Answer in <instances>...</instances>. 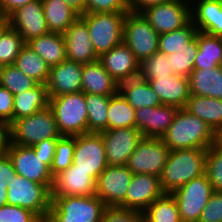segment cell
I'll return each instance as SVG.
<instances>
[{"label": "cell", "instance_id": "obj_36", "mask_svg": "<svg viewBox=\"0 0 222 222\" xmlns=\"http://www.w3.org/2000/svg\"><path fill=\"white\" fill-rule=\"evenodd\" d=\"M145 222H182L172 194L164 193L143 212Z\"/></svg>", "mask_w": 222, "mask_h": 222}, {"label": "cell", "instance_id": "obj_32", "mask_svg": "<svg viewBox=\"0 0 222 222\" xmlns=\"http://www.w3.org/2000/svg\"><path fill=\"white\" fill-rule=\"evenodd\" d=\"M198 52L194 69H206L222 66V37L197 32Z\"/></svg>", "mask_w": 222, "mask_h": 222}, {"label": "cell", "instance_id": "obj_5", "mask_svg": "<svg viewBox=\"0 0 222 222\" xmlns=\"http://www.w3.org/2000/svg\"><path fill=\"white\" fill-rule=\"evenodd\" d=\"M105 207L96 195L51 198L46 222H101Z\"/></svg>", "mask_w": 222, "mask_h": 222}, {"label": "cell", "instance_id": "obj_45", "mask_svg": "<svg viewBox=\"0 0 222 222\" xmlns=\"http://www.w3.org/2000/svg\"><path fill=\"white\" fill-rule=\"evenodd\" d=\"M101 222H145L143 213L121 207H105Z\"/></svg>", "mask_w": 222, "mask_h": 222}, {"label": "cell", "instance_id": "obj_3", "mask_svg": "<svg viewBox=\"0 0 222 222\" xmlns=\"http://www.w3.org/2000/svg\"><path fill=\"white\" fill-rule=\"evenodd\" d=\"M48 106L54 114L61 136L88 133V113L84 92L51 97Z\"/></svg>", "mask_w": 222, "mask_h": 222}, {"label": "cell", "instance_id": "obj_7", "mask_svg": "<svg viewBox=\"0 0 222 222\" xmlns=\"http://www.w3.org/2000/svg\"><path fill=\"white\" fill-rule=\"evenodd\" d=\"M128 12L84 13L91 42L98 56L123 42V25Z\"/></svg>", "mask_w": 222, "mask_h": 222}, {"label": "cell", "instance_id": "obj_2", "mask_svg": "<svg viewBox=\"0 0 222 222\" xmlns=\"http://www.w3.org/2000/svg\"><path fill=\"white\" fill-rule=\"evenodd\" d=\"M207 149L185 148L171 150L160 176L164 193H173L190 180L205 174Z\"/></svg>", "mask_w": 222, "mask_h": 222}, {"label": "cell", "instance_id": "obj_25", "mask_svg": "<svg viewBox=\"0 0 222 222\" xmlns=\"http://www.w3.org/2000/svg\"><path fill=\"white\" fill-rule=\"evenodd\" d=\"M118 90L119 85L99 61L83 65L82 92L85 94L112 96Z\"/></svg>", "mask_w": 222, "mask_h": 222}, {"label": "cell", "instance_id": "obj_16", "mask_svg": "<svg viewBox=\"0 0 222 222\" xmlns=\"http://www.w3.org/2000/svg\"><path fill=\"white\" fill-rule=\"evenodd\" d=\"M8 25L27 43L49 33L41 0H34L18 8L7 18Z\"/></svg>", "mask_w": 222, "mask_h": 222}, {"label": "cell", "instance_id": "obj_17", "mask_svg": "<svg viewBox=\"0 0 222 222\" xmlns=\"http://www.w3.org/2000/svg\"><path fill=\"white\" fill-rule=\"evenodd\" d=\"M163 194L160 177L151 174H133L125 200L119 207L143 213Z\"/></svg>", "mask_w": 222, "mask_h": 222}, {"label": "cell", "instance_id": "obj_13", "mask_svg": "<svg viewBox=\"0 0 222 222\" xmlns=\"http://www.w3.org/2000/svg\"><path fill=\"white\" fill-rule=\"evenodd\" d=\"M188 0H171L144 9L141 13L160 35L184 27L191 20Z\"/></svg>", "mask_w": 222, "mask_h": 222}, {"label": "cell", "instance_id": "obj_20", "mask_svg": "<svg viewBox=\"0 0 222 222\" xmlns=\"http://www.w3.org/2000/svg\"><path fill=\"white\" fill-rule=\"evenodd\" d=\"M66 59L79 64L98 61L86 23L79 17L63 33Z\"/></svg>", "mask_w": 222, "mask_h": 222}, {"label": "cell", "instance_id": "obj_39", "mask_svg": "<svg viewBox=\"0 0 222 222\" xmlns=\"http://www.w3.org/2000/svg\"><path fill=\"white\" fill-rule=\"evenodd\" d=\"M25 44L22 36L8 25L0 33V65L14 64Z\"/></svg>", "mask_w": 222, "mask_h": 222}, {"label": "cell", "instance_id": "obj_28", "mask_svg": "<svg viewBox=\"0 0 222 222\" xmlns=\"http://www.w3.org/2000/svg\"><path fill=\"white\" fill-rule=\"evenodd\" d=\"M118 91L135 110L162 105L149 82L139 77L120 83Z\"/></svg>", "mask_w": 222, "mask_h": 222}, {"label": "cell", "instance_id": "obj_26", "mask_svg": "<svg viewBox=\"0 0 222 222\" xmlns=\"http://www.w3.org/2000/svg\"><path fill=\"white\" fill-rule=\"evenodd\" d=\"M188 80L190 95L222 99V66L194 69Z\"/></svg>", "mask_w": 222, "mask_h": 222}, {"label": "cell", "instance_id": "obj_47", "mask_svg": "<svg viewBox=\"0 0 222 222\" xmlns=\"http://www.w3.org/2000/svg\"><path fill=\"white\" fill-rule=\"evenodd\" d=\"M198 222H222V192H213Z\"/></svg>", "mask_w": 222, "mask_h": 222}, {"label": "cell", "instance_id": "obj_46", "mask_svg": "<svg viewBox=\"0 0 222 222\" xmlns=\"http://www.w3.org/2000/svg\"><path fill=\"white\" fill-rule=\"evenodd\" d=\"M128 0H86V13L129 12Z\"/></svg>", "mask_w": 222, "mask_h": 222}, {"label": "cell", "instance_id": "obj_52", "mask_svg": "<svg viewBox=\"0 0 222 222\" xmlns=\"http://www.w3.org/2000/svg\"><path fill=\"white\" fill-rule=\"evenodd\" d=\"M171 0H128L130 11L141 13L147 7L169 2Z\"/></svg>", "mask_w": 222, "mask_h": 222}, {"label": "cell", "instance_id": "obj_19", "mask_svg": "<svg viewBox=\"0 0 222 222\" xmlns=\"http://www.w3.org/2000/svg\"><path fill=\"white\" fill-rule=\"evenodd\" d=\"M82 69V64L67 59L50 67L49 77L45 84L48 97L81 92Z\"/></svg>", "mask_w": 222, "mask_h": 222}, {"label": "cell", "instance_id": "obj_57", "mask_svg": "<svg viewBox=\"0 0 222 222\" xmlns=\"http://www.w3.org/2000/svg\"><path fill=\"white\" fill-rule=\"evenodd\" d=\"M217 141L222 144V129L217 134Z\"/></svg>", "mask_w": 222, "mask_h": 222}, {"label": "cell", "instance_id": "obj_42", "mask_svg": "<svg viewBox=\"0 0 222 222\" xmlns=\"http://www.w3.org/2000/svg\"><path fill=\"white\" fill-rule=\"evenodd\" d=\"M205 174L213 191L222 192V144L218 141L207 149Z\"/></svg>", "mask_w": 222, "mask_h": 222}, {"label": "cell", "instance_id": "obj_38", "mask_svg": "<svg viewBox=\"0 0 222 222\" xmlns=\"http://www.w3.org/2000/svg\"><path fill=\"white\" fill-rule=\"evenodd\" d=\"M174 75L168 55L157 51L154 55L140 62L139 78L147 81H157L159 77Z\"/></svg>", "mask_w": 222, "mask_h": 222}, {"label": "cell", "instance_id": "obj_30", "mask_svg": "<svg viewBox=\"0 0 222 222\" xmlns=\"http://www.w3.org/2000/svg\"><path fill=\"white\" fill-rule=\"evenodd\" d=\"M49 105L46 85L37 84L34 88L14 95L13 122L22 117L34 115Z\"/></svg>", "mask_w": 222, "mask_h": 222}, {"label": "cell", "instance_id": "obj_35", "mask_svg": "<svg viewBox=\"0 0 222 222\" xmlns=\"http://www.w3.org/2000/svg\"><path fill=\"white\" fill-rule=\"evenodd\" d=\"M88 113V133H100L108 129L110 96L85 94Z\"/></svg>", "mask_w": 222, "mask_h": 222}, {"label": "cell", "instance_id": "obj_21", "mask_svg": "<svg viewBox=\"0 0 222 222\" xmlns=\"http://www.w3.org/2000/svg\"><path fill=\"white\" fill-rule=\"evenodd\" d=\"M95 189L96 181L87 172L76 170V166L72 164L67 170L54 176L51 198L93 196Z\"/></svg>", "mask_w": 222, "mask_h": 222}, {"label": "cell", "instance_id": "obj_50", "mask_svg": "<svg viewBox=\"0 0 222 222\" xmlns=\"http://www.w3.org/2000/svg\"><path fill=\"white\" fill-rule=\"evenodd\" d=\"M15 173L14 165L7 153L0 157V184H8L7 182Z\"/></svg>", "mask_w": 222, "mask_h": 222}, {"label": "cell", "instance_id": "obj_12", "mask_svg": "<svg viewBox=\"0 0 222 222\" xmlns=\"http://www.w3.org/2000/svg\"><path fill=\"white\" fill-rule=\"evenodd\" d=\"M169 152L170 149L161 138H142L126 166L133 174H151L160 177Z\"/></svg>", "mask_w": 222, "mask_h": 222}, {"label": "cell", "instance_id": "obj_34", "mask_svg": "<svg viewBox=\"0 0 222 222\" xmlns=\"http://www.w3.org/2000/svg\"><path fill=\"white\" fill-rule=\"evenodd\" d=\"M136 128V110L118 91L110 96L108 107V129Z\"/></svg>", "mask_w": 222, "mask_h": 222}, {"label": "cell", "instance_id": "obj_44", "mask_svg": "<svg viewBox=\"0 0 222 222\" xmlns=\"http://www.w3.org/2000/svg\"><path fill=\"white\" fill-rule=\"evenodd\" d=\"M0 222H43L32 211L16 205L6 204L0 208Z\"/></svg>", "mask_w": 222, "mask_h": 222}, {"label": "cell", "instance_id": "obj_31", "mask_svg": "<svg viewBox=\"0 0 222 222\" xmlns=\"http://www.w3.org/2000/svg\"><path fill=\"white\" fill-rule=\"evenodd\" d=\"M49 32L63 34L80 14L62 0H41Z\"/></svg>", "mask_w": 222, "mask_h": 222}, {"label": "cell", "instance_id": "obj_14", "mask_svg": "<svg viewBox=\"0 0 222 222\" xmlns=\"http://www.w3.org/2000/svg\"><path fill=\"white\" fill-rule=\"evenodd\" d=\"M132 176L126 165H108L96 180L95 195L106 207H119L125 200Z\"/></svg>", "mask_w": 222, "mask_h": 222}, {"label": "cell", "instance_id": "obj_18", "mask_svg": "<svg viewBox=\"0 0 222 222\" xmlns=\"http://www.w3.org/2000/svg\"><path fill=\"white\" fill-rule=\"evenodd\" d=\"M98 61L118 85L139 76L140 62L124 42L101 54Z\"/></svg>", "mask_w": 222, "mask_h": 222}, {"label": "cell", "instance_id": "obj_9", "mask_svg": "<svg viewBox=\"0 0 222 222\" xmlns=\"http://www.w3.org/2000/svg\"><path fill=\"white\" fill-rule=\"evenodd\" d=\"M6 153L12 160L17 175L52 189L54 177L50 167L53 159H43L32 147L12 144L9 140Z\"/></svg>", "mask_w": 222, "mask_h": 222}, {"label": "cell", "instance_id": "obj_6", "mask_svg": "<svg viewBox=\"0 0 222 222\" xmlns=\"http://www.w3.org/2000/svg\"><path fill=\"white\" fill-rule=\"evenodd\" d=\"M7 204L20 206L46 222L51 205V190L45 184L12 174L7 182Z\"/></svg>", "mask_w": 222, "mask_h": 222}, {"label": "cell", "instance_id": "obj_54", "mask_svg": "<svg viewBox=\"0 0 222 222\" xmlns=\"http://www.w3.org/2000/svg\"><path fill=\"white\" fill-rule=\"evenodd\" d=\"M7 143H8V130L5 126L0 124V157L6 153Z\"/></svg>", "mask_w": 222, "mask_h": 222}, {"label": "cell", "instance_id": "obj_48", "mask_svg": "<svg viewBox=\"0 0 222 222\" xmlns=\"http://www.w3.org/2000/svg\"><path fill=\"white\" fill-rule=\"evenodd\" d=\"M14 95L0 85V124L8 128L13 123Z\"/></svg>", "mask_w": 222, "mask_h": 222}, {"label": "cell", "instance_id": "obj_15", "mask_svg": "<svg viewBox=\"0 0 222 222\" xmlns=\"http://www.w3.org/2000/svg\"><path fill=\"white\" fill-rule=\"evenodd\" d=\"M108 165H127L129 157L143 138L136 128L107 129L100 132Z\"/></svg>", "mask_w": 222, "mask_h": 222}, {"label": "cell", "instance_id": "obj_41", "mask_svg": "<svg viewBox=\"0 0 222 222\" xmlns=\"http://www.w3.org/2000/svg\"><path fill=\"white\" fill-rule=\"evenodd\" d=\"M37 84L13 64L2 66L0 85L7 88L13 95L30 90Z\"/></svg>", "mask_w": 222, "mask_h": 222}, {"label": "cell", "instance_id": "obj_23", "mask_svg": "<svg viewBox=\"0 0 222 222\" xmlns=\"http://www.w3.org/2000/svg\"><path fill=\"white\" fill-rule=\"evenodd\" d=\"M158 95L161 104L183 109L190 97L189 80L181 75L159 77L157 81H148Z\"/></svg>", "mask_w": 222, "mask_h": 222}, {"label": "cell", "instance_id": "obj_22", "mask_svg": "<svg viewBox=\"0 0 222 222\" xmlns=\"http://www.w3.org/2000/svg\"><path fill=\"white\" fill-rule=\"evenodd\" d=\"M177 111V107L165 104L138 109L136 129L141 132L143 138H161L173 122Z\"/></svg>", "mask_w": 222, "mask_h": 222}, {"label": "cell", "instance_id": "obj_1", "mask_svg": "<svg viewBox=\"0 0 222 222\" xmlns=\"http://www.w3.org/2000/svg\"><path fill=\"white\" fill-rule=\"evenodd\" d=\"M161 139L170 151L185 148L208 149L217 141V134L203 120L183 108L178 109Z\"/></svg>", "mask_w": 222, "mask_h": 222}, {"label": "cell", "instance_id": "obj_49", "mask_svg": "<svg viewBox=\"0 0 222 222\" xmlns=\"http://www.w3.org/2000/svg\"><path fill=\"white\" fill-rule=\"evenodd\" d=\"M57 140L58 139L43 140L32 146V148L35 153L39 154L43 159H53Z\"/></svg>", "mask_w": 222, "mask_h": 222}, {"label": "cell", "instance_id": "obj_43", "mask_svg": "<svg viewBox=\"0 0 222 222\" xmlns=\"http://www.w3.org/2000/svg\"><path fill=\"white\" fill-rule=\"evenodd\" d=\"M75 136H61L56 142V150L50 167L53 177L67 170L73 164Z\"/></svg>", "mask_w": 222, "mask_h": 222}, {"label": "cell", "instance_id": "obj_56", "mask_svg": "<svg viewBox=\"0 0 222 222\" xmlns=\"http://www.w3.org/2000/svg\"><path fill=\"white\" fill-rule=\"evenodd\" d=\"M8 26L7 19L0 17V33Z\"/></svg>", "mask_w": 222, "mask_h": 222}, {"label": "cell", "instance_id": "obj_33", "mask_svg": "<svg viewBox=\"0 0 222 222\" xmlns=\"http://www.w3.org/2000/svg\"><path fill=\"white\" fill-rule=\"evenodd\" d=\"M13 65L38 84H46L50 68L27 44L23 46Z\"/></svg>", "mask_w": 222, "mask_h": 222}, {"label": "cell", "instance_id": "obj_10", "mask_svg": "<svg viewBox=\"0 0 222 222\" xmlns=\"http://www.w3.org/2000/svg\"><path fill=\"white\" fill-rule=\"evenodd\" d=\"M213 188L206 174L194 178L171 193L176 200L182 222H198Z\"/></svg>", "mask_w": 222, "mask_h": 222}, {"label": "cell", "instance_id": "obj_51", "mask_svg": "<svg viewBox=\"0 0 222 222\" xmlns=\"http://www.w3.org/2000/svg\"><path fill=\"white\" fill-rule=\"evenodd\" d=\"M34 0H0V17L7 19L18 8Z\"/></svg>", "mask_w": 222, "mask_h": 222}, {"label": "cell", "instance_id": "obj_8", "mask_svg": "<svg viewBox=\"0 0 222 222\" xmlns=\"http://www.w3.org/2000/svg\"><path fill=\"white\" fill-rule=\"evenodd\" d=\"M123 42L141 62L158 51L159 34L142 13L129 11L123 25Z\"/></svg>", "mask_w": 222, "mask_h": 222}, {"label": "cell", "instance_id": "obj_29", "mask_svg": "<svg viewBox=\"0 0 222 222\" xmlns=\"http://www.w3.org/2000/svg\"><path fill=\"white\" fill-rule=\"evenodd\" d=\"M50 67L66 59L64 36L61 33L49 32L31 39L26 43Z\"/></svg>", "mask_w": 222, "mask_h": 222}, {"label": "cell", "instance_id": "obj_27", "mask_svg": "<svg viewBox=\"0 0 222 222\" xmlns=\"http://www.w3.org/2000/svg\"><path fill=\"white\" fill-rule=\"evenodd\" d=\"M184 109L203 120L216 134L222 129V99L190 95Z\"/></svg>", "mask_w": 222, "mask_h": 222}, {"label": "cell", "instance_id": "obj_4", "mask_svg": "<svg viewBox=\"0 0 222 222\" xmlns=\"http://www.w3.org/2000/svg\"><path fill=\"white\" fill-rule=\"evenodd\" d=\"M7 130L8 140L20 146L32 147L40 141L61 137L49 106L34 115L15 120Z\"/></svg>", "mask_w": 222, "mask_h": 222}, {"label": "cell", "instance_id": "obj_55", "mask_svg": "<svg viewBox=\"0 0 222 222\" xmlns=\"http://www.w3.org/2000/svg\"><path fill=\"white\" fill-rule=\"evenodd\" d=\"M7 185L0 184V208L7 204Z\"/></svg>", "mask_w": 222, "mask_h": 222}, {"label": "cell", "instance_id": "obj_40", "mask_svg": "<svg viewBox=\"0 0 222 222\" xmlns=\"http://www.w3.org/2000/svg\"><path fill=\"white\" fill-rule=\"evenodd\" d=\"M198 52L197 34L196 37L179 52L168 55L171 70L174 74L187 77L194 70V62Z\"/></svg>", "mask_w": 222, "mask_h": 222}, {"label": "cell", "instance_id": "obj_53", "mask_svg": "<svg viewBox=\"0 0 222 222\" xmlns=\"http://www.w3.org/2000/svg\"><path fill=\"white\" fill-rule=\"evenodd\" d=\"M80 15L86 13V0H62Z\"/></svg>", "mask_w": 222, "mask_h": 222}, {"label": "cell", "instance_id": "obj_37", "mask_svg": "<svg viewBox=\"0 0 222 222\" xmlns=\"http://www.w3.org/2000/svg\"><path fill=\"white\" fill-rule=\"evenodd\" d=\"M198 32V29L190 20L184 27L172 32L159 35L158 51L169 55L179 52L185 45L190 43Z\"/></svg>", "mask_w": 222, "mask_h": 222}, {"label": "cell", "instance_id": "obj_24", "mask_svg": "<svg viewBox=\"0 0 222 222\" xmlns=\"http://www.w3.org/2000/svg\"><path fill=\"white\" fill-rule=\"evenodd\" d=\"M191 21L198 31L222 37V0L195 2V9L191 8Z\"/></svg>", "mask_w": 222, "mask_h": 222}, {"label": "cell", "instance_id": "obj_11", "mask_svg": "<svg viewBox=\"0 0 222 222\" xmlns=\"http://www.w3.org/2000/svg\"><path fill=\"white\" fill-rule=\"evenodd\" d=\"M73 164L87 172L95 181L108 166L105 146L100 133L75 135Z\"/></svg>", "mask_w": 222, "mask_h": 222}]
</instances>
